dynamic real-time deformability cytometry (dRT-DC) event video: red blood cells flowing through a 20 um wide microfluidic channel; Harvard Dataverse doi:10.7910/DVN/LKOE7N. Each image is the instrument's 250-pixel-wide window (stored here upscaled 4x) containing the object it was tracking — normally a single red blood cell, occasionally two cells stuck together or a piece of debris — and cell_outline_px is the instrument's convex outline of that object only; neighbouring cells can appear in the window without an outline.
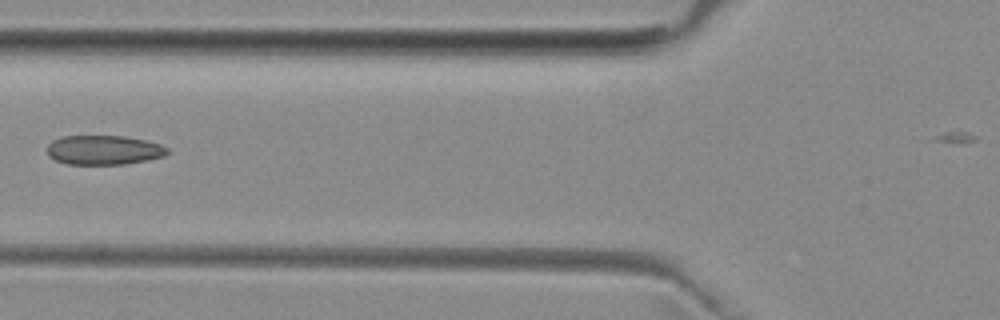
{"species": "common noctule bat (a hibernating species)", "species_latin": "Nyctalus noctula", "temperature_condition": "room temperature", "stored_images_in_passage": 5, "camera_frame_rate_fps": 3000, "um_per_image_px": 0.085, "animal": {"sex": "female", "body_mass_g": 29.2, "forearm_length_mm": 56.3}, "frame": {"image": 1, "passage_image": 5, "time_ms": 5.333, "image_size_px": [1000, 320], "cell_outline_px": [[168, 152], [164, 156], [148, 160], [124, 164], [68, 164], [56, 160], [48, 156], [48, 144], [52, 140], [60, 136], [124, 136], [148, 140], [160, 144], [168, 148]], "centroid_in_image_um": [8.83, 12.74], "position_along_channel_um": 117.0, "area_um2": 20.69}}